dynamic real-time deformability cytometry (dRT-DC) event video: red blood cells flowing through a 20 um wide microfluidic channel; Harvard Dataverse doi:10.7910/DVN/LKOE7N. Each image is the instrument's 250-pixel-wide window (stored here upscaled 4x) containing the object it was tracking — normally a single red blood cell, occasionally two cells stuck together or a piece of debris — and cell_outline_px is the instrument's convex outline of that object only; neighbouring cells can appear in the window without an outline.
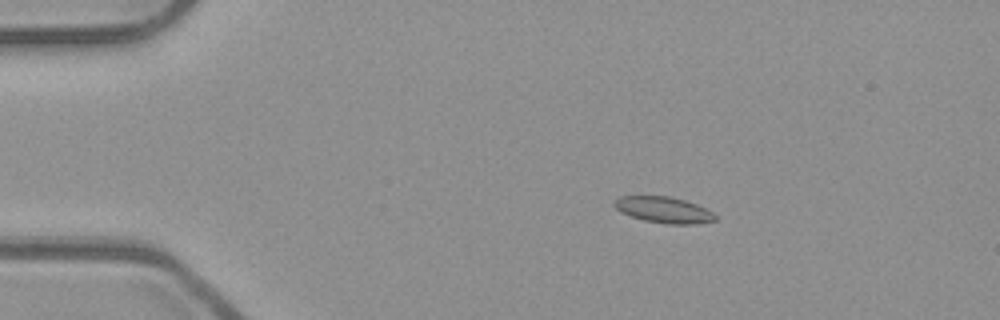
{"species": "common noctule bat (a hibernating species)", "species_latin": "Nyctalus noctula", "temperature_condition": "room temperature", "stored_images_in_passage": 53, "camera_frame_rate_fps": 3000, "um_per_image_px": 0.085, "animal": {"sex": "male", "body_mass_g": 23.1, "forearm_length_mm": 52.7}, "frame": {"image": 1, "passage_image": 10, "time_ms": 3.0, "image_size_px": [1000, 320], "cell_outline_px": [[716, 220], [696, 224], [668, 224], [644, 220], [620, 212], [612, 204], [620, 196], [668, 196], [684, 200], [696, 204], [712, 212], [716, 216]], "centroid_in_image_um": [56.41, 17.84], "position_along_channel_um": 28.6, "area_um2": 15.2}}
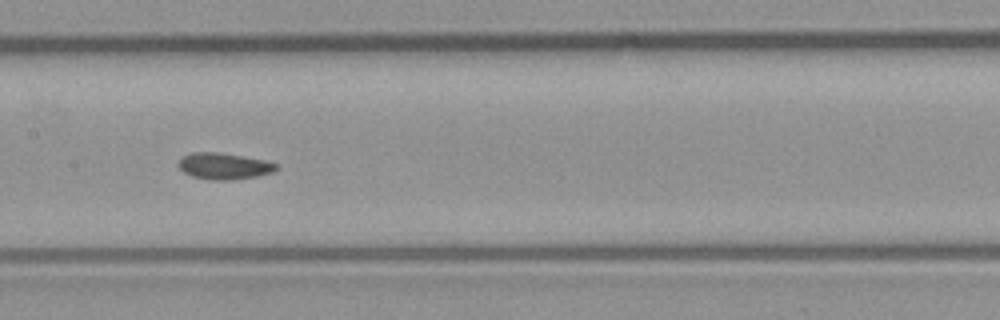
{"frame": {"image": 2, "passage_image": 27, "time_ms": 8.667, "image_size_px": [1000, 320], "cell_outline_px": [[280, 168], [272, 172], [256, 176], [232, 180], [212, 180], [192, 176], [184, 172], [176, 164], [180, 156], [192, 152], [220, 152], [244, 156], [264, 160], [280, 164]], "centroid_in_image_um": [19.03, 14.1], "position_along_channel_um": 188.4, "area_um2": 15.32}}
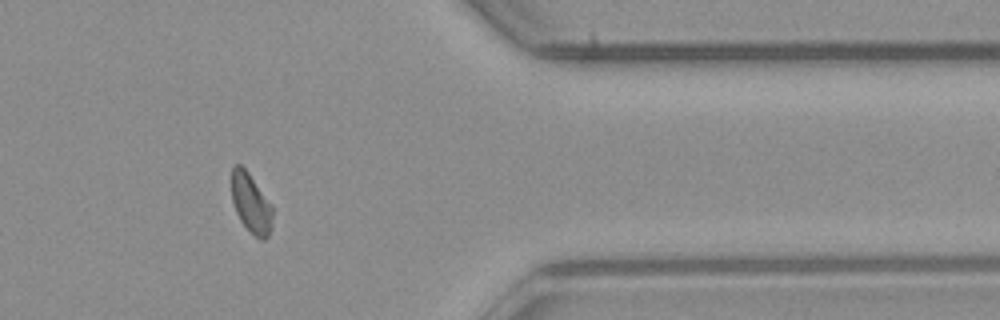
{"frame": {"image": 3, "passage_image": 44, "time_ms": 14.333, "image_size_px": [1000, 320], "cell_outline_px": [[272, 224], [268, 236], [264, 240], [260, 240], [240, 220], [236, 212], [232, 200], [232, 168], [236, 164], [240, 164], [248, 172], [272, 204]], "centroid_in_image_um": [21.34, 17.27], "position_along_channel_um": 390.1, "area_um2": 14.05}, "authors_computed_cell_mechanics": {"area_um2": 14.9702, "velocity_mm_per_s": 3.9295, "shape_relaxation_time_tau1_ms": null, "shape_relaxation_time_tau2_ms": 2.4327, "deformation_change_tau1": null, "deformation_change_tau2": 0.0631}}